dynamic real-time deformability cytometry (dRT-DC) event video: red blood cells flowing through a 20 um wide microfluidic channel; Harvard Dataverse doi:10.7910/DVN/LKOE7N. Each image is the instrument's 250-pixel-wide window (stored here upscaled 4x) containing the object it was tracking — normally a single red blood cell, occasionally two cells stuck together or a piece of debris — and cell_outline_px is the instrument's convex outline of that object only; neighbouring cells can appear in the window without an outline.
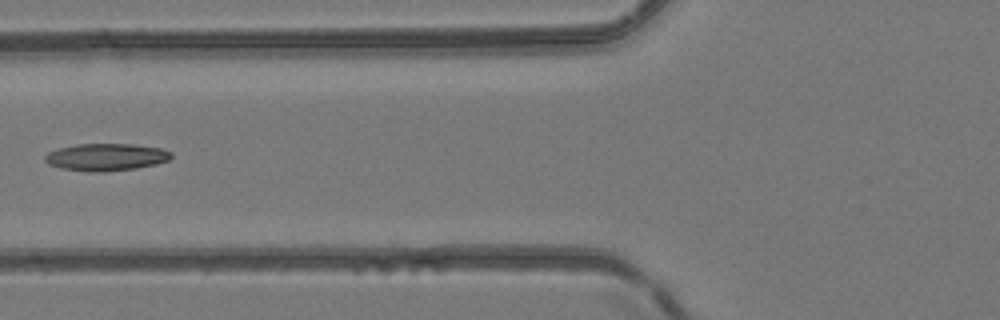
{"species": "common noctule bat (a hibernating species)", "species_latin": "Nyctalus noctula", "temperature_condition": "room temperature", "stored_images_in_passage": 6, "camera_frame_rate_fps": 3000, "um_per_image_px": 0.085, "animal": {"sex": "female", "body_mass_g": 24.6, "forearm_length_mm": 56.2}, "frame": {"image": 1, "passage_image": 6, "time_ms": 6.0, "image_size_px": [1000, 320], "cell_outline_px": [[172, 156], [168, 160], [156, 164], [136, 168], [104, 172], [88, 172], [60, 168], [48, 164], [44, 160], [44, 156], [48, 152], [60, 148], [76, 144], [132, 144], [160, 148], [172, 152]], "centroid_in_image_um": [9.0, 13.36], "position_along_channel_um": 116.8, "area_um2": 20.11}}